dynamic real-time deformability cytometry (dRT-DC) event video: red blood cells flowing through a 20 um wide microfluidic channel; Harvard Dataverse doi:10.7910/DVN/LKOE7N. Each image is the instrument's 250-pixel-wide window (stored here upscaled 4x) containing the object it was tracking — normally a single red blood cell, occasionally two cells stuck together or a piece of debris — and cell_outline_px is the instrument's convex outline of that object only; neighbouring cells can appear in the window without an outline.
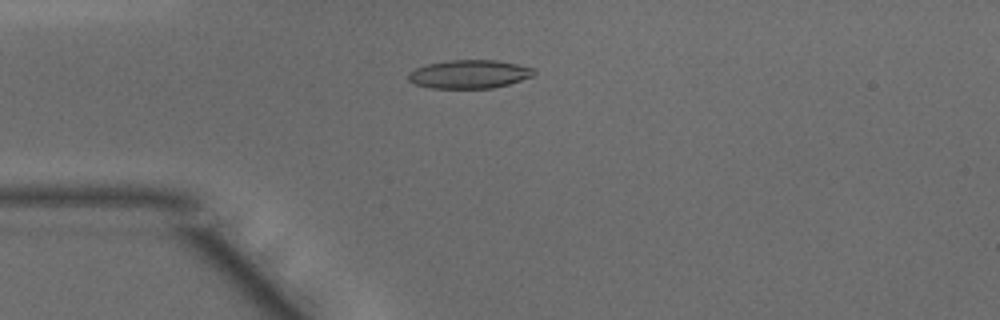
{"species": "common noctule bat (a hibernating species)", "species_latin": "Nyctalus noctula", "temperature_condition": "warm", "stored_images_in_passage": 42, "camera_frame_rate_fps": 3000, "um_per_image_px": 0.085, "animal": {"sex": "male", "body_mass_g": 15.6}, "frame": {"image": 1, "passage_image": 6, "time_ms": 1.667, "image_size_px": [1000, 320], "cell_outline_px": [[536, 76], [508, 84], [492, 88], [432, 88], [416, 84], [408, 80], [408, 72], [416, 68], [428, 64], [448, 60], [496, 60], [536, 68]], "centroid_in_image_um": [39.93, 6.3], "position_along_channel_um": 45.1, "area_um2": 20.92}}
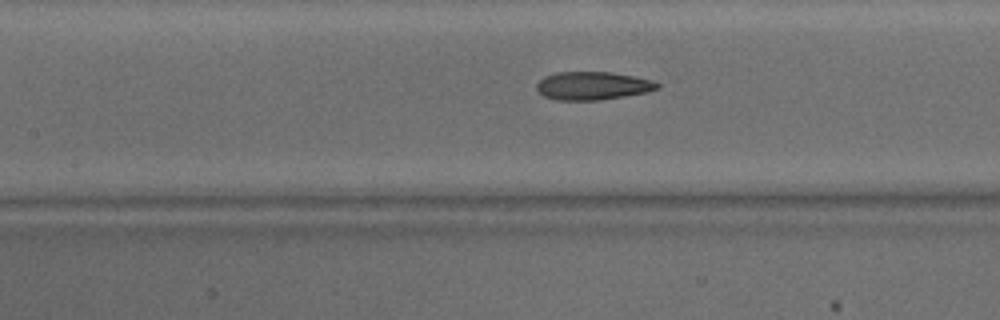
{"frame": {"image": 2, "passage_image": 15, "time_ms": 4.667, "image_size_px": [1000, 320], "cell_outline_px": [[660, 88], [648, 92], [600, 100], [556, 100], [544, 96], [536, 88], [536, 84], [544, 76], [556, 72], [608, 72], [632, 76], [652, 80], [660, 84]], "centroid_in_image_um": [50.37, 7.29], "position_along_channel_um": 157.0, "area_um2": 19.77}}
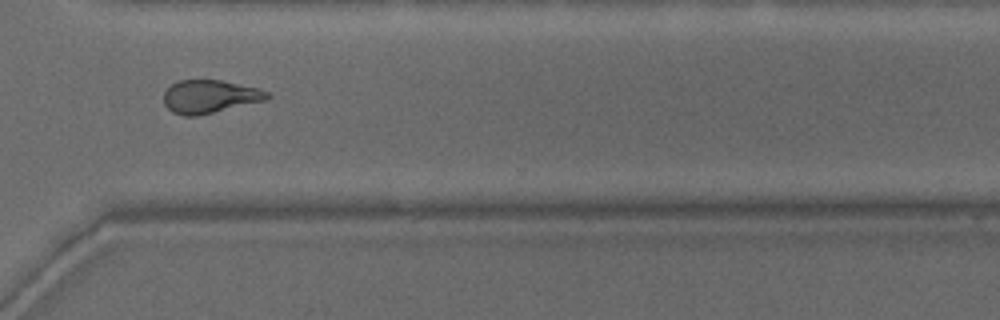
{"frame": {"image": 3, "passage_image": 29, "time_ms": 9.333, "image_size_px": [1000, 320], "cell_outline_px": [[272, 96], [268, 100], [196, 116], [184, 116], [172, 112], [164, 104], [164, 92], [172, 84], [180, 80], [220, 80], [256, 88], [268, 92]], "centroid_in_image_um": [17.83, 8.22], "position_along_channel_um": 352.8, "area_um2": 19.88}, "authors_computed_cell_mechanics": {"area_um2": 20.4034, "velocity_mm_per_s": 4.203, "shape_relaxation_time_tau1_ms": 8.3317, "shape_relaxation_time_tau2_ms": 2.4689, "deformation_change_tau1": 0.2361, "deformation_change_tau2": 0.1107}}